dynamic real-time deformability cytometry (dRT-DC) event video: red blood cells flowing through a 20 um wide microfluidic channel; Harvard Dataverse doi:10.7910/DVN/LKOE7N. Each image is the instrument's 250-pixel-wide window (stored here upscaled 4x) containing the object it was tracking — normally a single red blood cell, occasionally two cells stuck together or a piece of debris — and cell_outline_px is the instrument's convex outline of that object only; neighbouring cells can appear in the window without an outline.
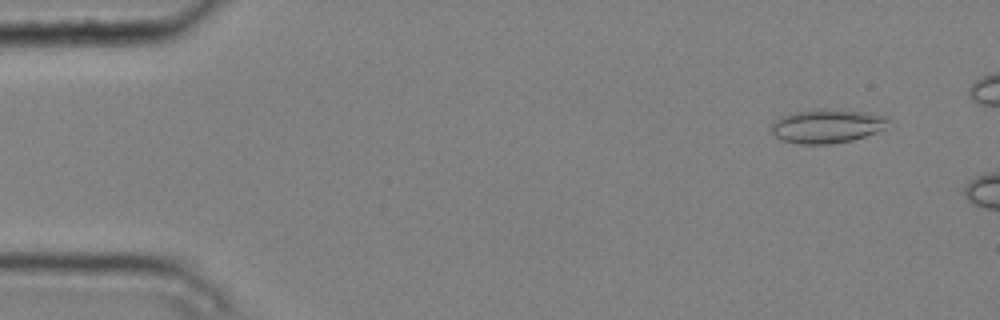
{"species": "common noctule bat (a hibernating species)", "species_latin": "Nyctalus noctula", "temperature_condition": "cold", "stored_images_in_passage": 3, "camera_frame_rate_fps": 3000, "um_per_image_px": 0.085, "animal": {"sex": "male", "body_mass_g": 20.4}, "frame": {"image": 1, "passage_image": 1, "time_ms": 0.0, "image_size_px": [1000, 320], "cell_outline_px": [[888, 120], [884, 128], [876, 132], [852, 140], [828, 144], [800, 144], [784, 140], [776, 136], [772, 132], [772, 120], [780, 116], [792, 112], [816, 108], [824, 108], [868, 112], [888, 116]], "centroid_in_image_um": [70.27, 10.69], "position_along_channel_um": 14.7, "area_um2": 23.24}}